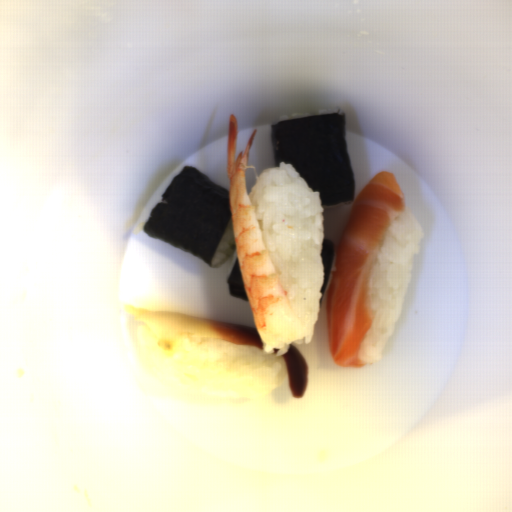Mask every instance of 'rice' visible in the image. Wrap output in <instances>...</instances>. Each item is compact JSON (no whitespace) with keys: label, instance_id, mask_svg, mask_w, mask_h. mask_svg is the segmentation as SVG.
I'll return each mask as SVG.
<instances>
[{"label":"rice","instance_id":"obj_4","mask_svg":"<svg viewBox=\"0 0 512 512\" xmlns=\"http://www.w3.org/2000/svg\"><path fill=\"white\" fill-rule=\"evenodd\" d=\"M236 247L232 218L229 220L215 249L211 265L219 268L227 263Z\"/></svg>","mask_w":512,"mask_h":512},{"label":"rice","instance_id":"obj_5","mask_svg":"<svg viewBox=\"0 0 512 512\" xmlns=\"http://www.w3.org/2000/svg\"><path fill=\"white\" fill-rule=\"evenodd\" d=\"M334 113H345L342 109L337 108H328L323 110H318L315 113H307V112H292L286 115H281L278 118V123L282 121H288V120H295V119H301V118H308V117H314V116H321V115H328V114H334Z\"/></svg>","mask_w":512,"mask_h":512},{"label":"rice","instance_id":"obj_1","mask_svg":"<svg viewBox=\"0 0 512 512\" xmlns=\"http://www.w3.org/2000/svg\"><path fill=\"white\" fill-rule=\"evenodd\" d=\"M248 195L270 263L303 332V337L294 342L307 345L314 337L324 285L320 193L291 163L281 161L261 172Z\"/></svg>","mask_w":512,"mask_h":512},{"label":"rice","instance_id":"obj_2","mask_svg":"<svg viewBox=\"0 0 512 512\" xmlns=\"http://www.w3.org/2000/svg\"><path fill=\"white\" fill-rule=\"evenodd\" d=\"M262 349L206 337L182 342L172 357L162 355L143 325L135 328L134 351L144 370L160 383L177 389L227 400L267 397L289 378L284 348L263 340Z\"/></svg>","mask_w":512,"mask_h":512},{"label":"rice","instance_id":"obj_3","mask_svg":"<svg viewBox=\"0 0 512 512\" xmlns=\"http://www.w3.org/2000/svg\"><path fill=\"white\" fill-rule=\"evenodd\" d=\"M424 236L423 226L405 205L393 220L367 281L375 321L363 338L360 359L364 365L376 364L383 358L386 343L400 320L413 264L423 251L420 243Z\"/></svg>","mask_w":512,"mask_h":512}]
</instances>
